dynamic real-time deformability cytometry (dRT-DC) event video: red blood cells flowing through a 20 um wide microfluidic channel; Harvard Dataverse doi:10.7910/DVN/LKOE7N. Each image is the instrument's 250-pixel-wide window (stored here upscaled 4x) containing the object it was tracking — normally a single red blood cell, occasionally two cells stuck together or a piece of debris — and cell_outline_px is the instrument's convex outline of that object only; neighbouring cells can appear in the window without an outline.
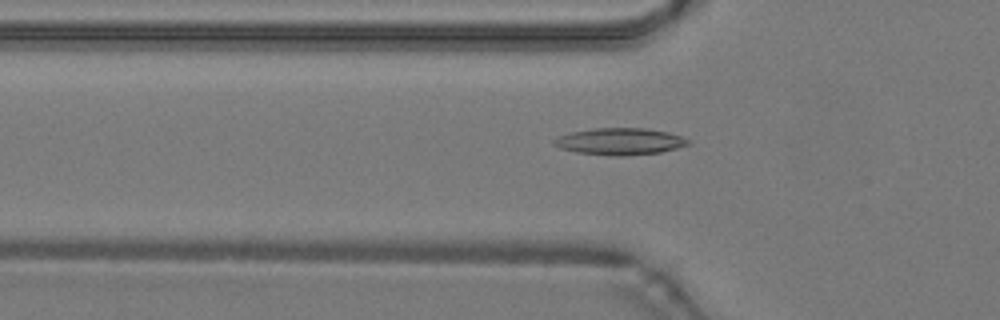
{"species": "common noctule bat (a hibernating species)", "species_latin": "Nyctalus noctula", "temperature_condition": "warm", "stored_images_in_passage": 44, "camera_frame_rate_fps": 3000, "um_per_image_px": 0.085, "animal": {"sex": "male", "body_mass_g": 19.2, "forearm_length_mm": 51.8}, "frame": {"image": 1, "passage_image": 12, "time_ms": 3.667, "image_size_px": [1000, 320], "cell_outline_px": [[692, 144], [660, 152], [624, 156], [612, 156], [576, 152], [560, 148], [552, 144], [552, 140], [556, 136], [572, 132], [596, 128], [644, 128], [668, 132], [692, 140]], "centroid_in_image_um": [52.69, 12.02], "position_along_channel_um": 73.1, "area_um2": 21.1}}
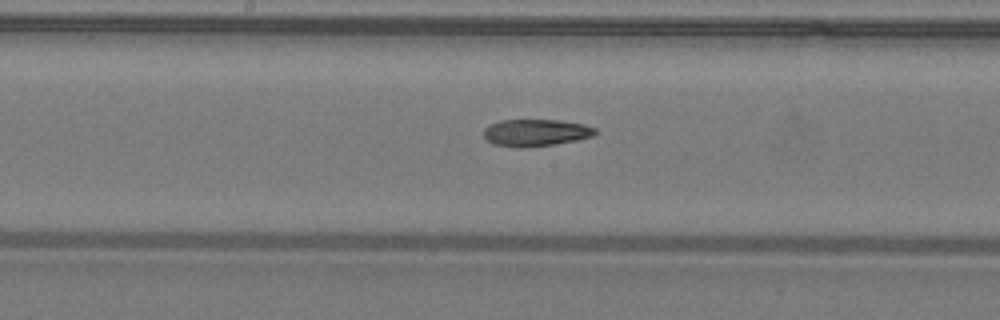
{"frame": {"image": 2, "passage_image": 21, "time_ms": 6.667, "image_size_px": [1000, 320], "cell_outline_px": [[596, 132], [592, 136], [576, 140], [552, 144], [520, 148], [516, 148], [492, 144], [484, 136], [484, 128], [488, 124], [500, 120], [560, 120], [584, 124], [596, 128]], "centroid_in_image_um": [45.5, 11.27], "position_along_channel_um": 202.7, "area_um2": 17.57}}
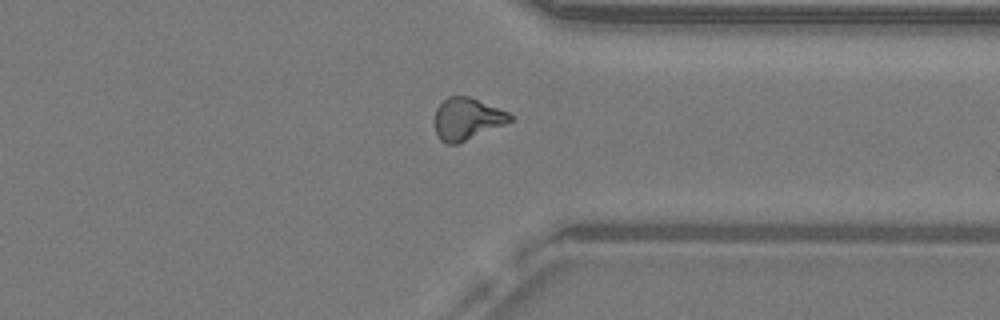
{"frame": {"image": 3, "passage_image": 33, "time_ms": 10.667, "image_size_px": [1000, 320], "cell_outline_px": [[516, 116], [512, 120], [504, 124], [460, 144], [448, 144], [440, 140], [436, 132], [436, 108], [448, 96], [468, 96], [508, 112]], "centroid_in_image_um": [39.71, 10.12], "position_along_channel_um": 371.7, "area_um2": 18.32}, "authors_computed_cell_mechanics": {"area_um2": 18.4093, "velocity_mm_per_s": 4.2811, "shape_relaxation_time_tau1_ms": null, "shape_relaxation_time_tau2_ms": 6.4764, "deformation_change_tau1": null, "deformation_change_tau2": 0.1751}}